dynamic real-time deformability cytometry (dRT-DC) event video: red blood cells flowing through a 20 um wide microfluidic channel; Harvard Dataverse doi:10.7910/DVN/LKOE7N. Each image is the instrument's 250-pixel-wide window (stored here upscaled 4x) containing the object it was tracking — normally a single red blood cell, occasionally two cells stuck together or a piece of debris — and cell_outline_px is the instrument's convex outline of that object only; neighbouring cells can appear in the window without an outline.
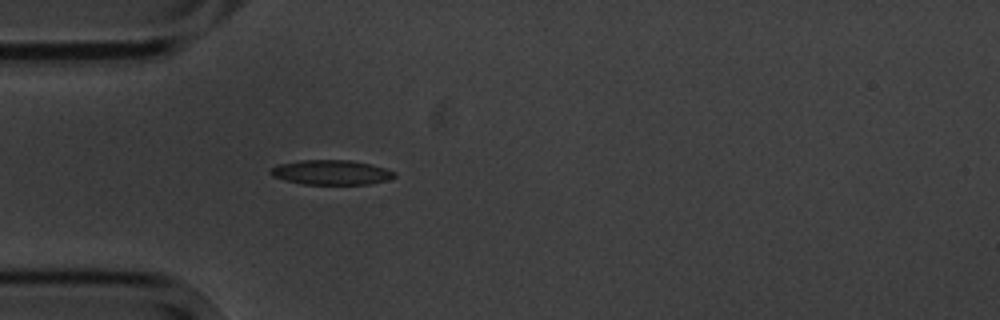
{"species": "common noctule bat (a hibernating species)", "species_latin": "Nyctalus noctula", "temperature_condition": "cold", "stored_images_in_passage": 1, "camera_frame_rate_fps": 3000, "um_per_image_px": 0.085, "animal": {"sex": "male", "body_mass_g": 20.1, "forearm_length_mm": 53.5}, "frame": {"image": 1, "passage_image": 1, "time_ms": 0.0, "image_size_px": [1000, 320], "cell_outline_px": [[396, 176], [388, 180], [368, 184], [300, 184], [284, 180], [272, 176], [268, 172], [276, 164], [300, 160], [348, 160], [368, 164], [384, 168], [396, 172]], "centroid_in_image_um": [28.1, 14.65], "position_along_channel_um": 56.9, "area_um2": 17.86}}